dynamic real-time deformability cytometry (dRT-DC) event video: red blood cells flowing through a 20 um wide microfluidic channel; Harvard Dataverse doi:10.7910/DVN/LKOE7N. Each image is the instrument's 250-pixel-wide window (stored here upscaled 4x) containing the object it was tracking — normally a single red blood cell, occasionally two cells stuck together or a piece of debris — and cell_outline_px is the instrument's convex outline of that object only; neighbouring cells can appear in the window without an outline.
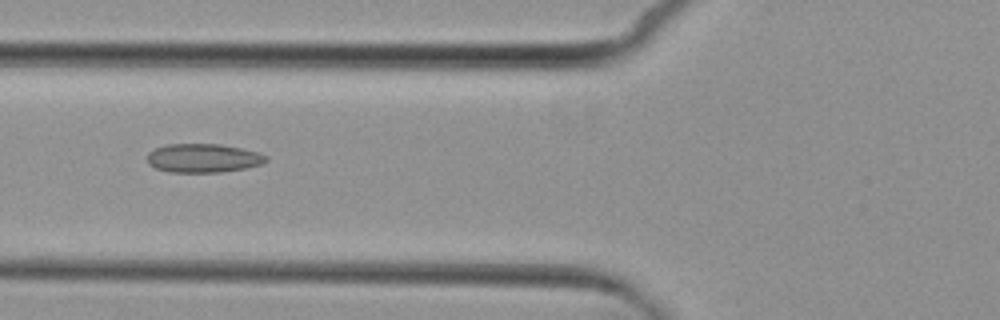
{"species": "common noctule bat (a hibernating species)", "species_latin": "Nyctalus noctula", "temperature_condition": "cold", "stored_images_in_passage": 5, "camera_frame_rate_fps": 3000, "um_per_image_px": 0.085, "animal": {"sex": "female", "body_mass_g": 29.2, "forearm_length_mm": 56.3}, "frame": {"image": 1, "passage_image": 2, "time_ms": 1.333, "image_size_px": [1000, 320], "cell_outline_px": [[268, 160], [264, 164], [244, 168], [220, 172], [168, 172], [156, 168], [148, 164], [148, 152], [156, 148], [168, 144], [220, 144], [260, 152], [268, 156]], "centroid_in_image_um": [17.3, 13.44], "position_along_channel_um": 108.5, "area_um2": 20.0}}
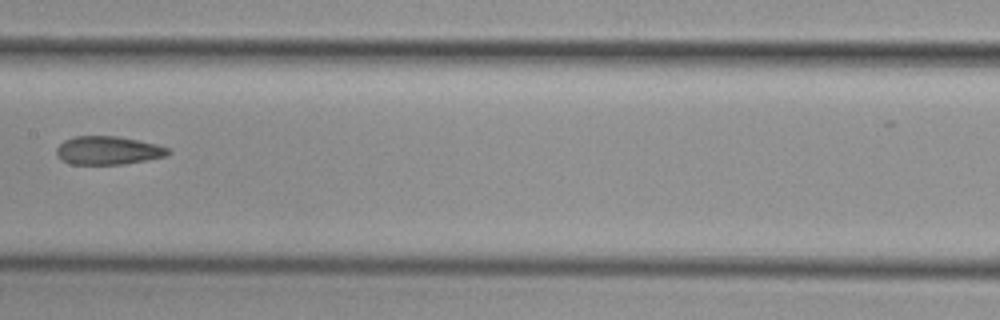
{"frame": {"image": 2, "passage_image": 4, "time_ms": 3.667, "image_size_px": [1000, 320], "cell_outline_px": [[172, 152], [164, 156], [148, 160], [124, 164], [72, 164], [60, 160], [56, 156], [56, 148], [64, 140], [76, 136], [116, 136], [156, 144], [168, 148]], "centroid_in_image_um": [9.15, 12.79], "position_along_channel_um": 198.2, "area_um2": 18.44}}
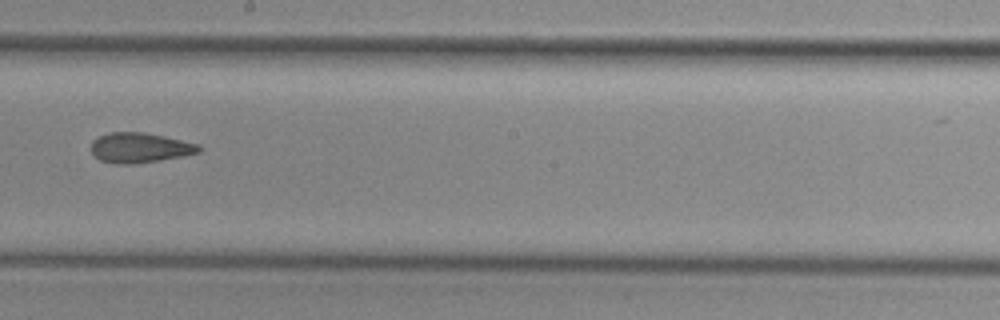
{"frame": {"image": 3, "passage_image": 5, "time_ms": 4.667, "image_size_px": [1000, 320], "cell_outline_px": [[200, 152], [184, 156], [160, 160], [132, 164], [116, 164], [100, 160], [92, 152], [92, 140], [108, 132], [144, 132], [164, 136], [200, 144]], "centroid_in_image_um": [11.9, 12.55], "position_along_channel_um": 236.3, "area_um2": 18.84}}